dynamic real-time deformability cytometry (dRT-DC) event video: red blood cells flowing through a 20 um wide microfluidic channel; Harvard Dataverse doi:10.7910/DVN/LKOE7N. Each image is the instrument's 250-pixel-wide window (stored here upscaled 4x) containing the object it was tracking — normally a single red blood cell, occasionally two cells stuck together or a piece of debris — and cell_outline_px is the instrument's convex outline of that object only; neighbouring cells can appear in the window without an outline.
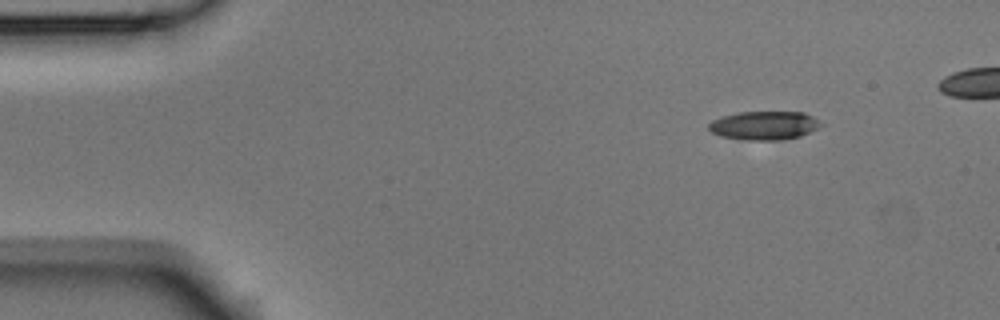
{"species": "Egyptian fruit bat (a non-hibernating species)", "species_latin": "Rousettus aegyptiacus", "temperature_condition": "room temperature", "stored_images_in_passage": 2, "camera_frame_rate_fps": 3000, "um_per_image_px": 0.085, "animal": {"sex": "male"}, "frame": {"image": 1, "passage_image": 2, "time_ms": 0.333, "image_size_px": [1000, 320], "cell_outline_px": [[824, 124], [800, 136], [784, 140], [740, 140], [720, 136], [712, 132], [708, 128], [708, 124], [712, 120], [736, 112], [804, 112], [812, 116]], "centroid_in_image_um": [64.93, 10.67], "position_along_channel_um": 20.1, "area_um2": 18.79}}